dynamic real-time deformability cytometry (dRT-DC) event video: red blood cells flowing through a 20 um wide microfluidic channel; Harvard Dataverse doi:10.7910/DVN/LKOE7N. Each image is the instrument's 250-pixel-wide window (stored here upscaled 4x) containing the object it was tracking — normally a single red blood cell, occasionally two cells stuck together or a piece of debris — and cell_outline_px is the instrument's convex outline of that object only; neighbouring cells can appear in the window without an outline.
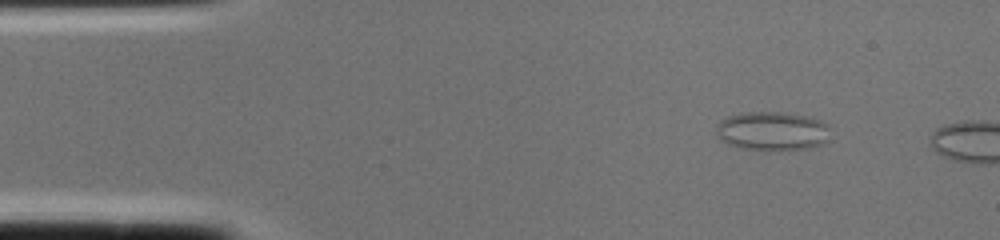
{"species": "common noctule bat (a hibernating species)", "species_latin": "Nyctalus noctula", "temperature_condition": "cold", "stored_images_in_passage": 2, "camera_frame_rate_fps": 3000, "um_per_image_px": 0.085, "animal": {"sex": "female", "body_mass_g": 22.0, "forearm_length_mm": 56.7}, "frame": {"image": 1, "passage_image": 1, "time_ms": 0.0, "image_size_px": [1000, 240], "cell_outline_px": [[832, 140], [808, 148], [768, 152], [764, 152], [740, 148], [728, 144], [720, 140], [716, 136], [716, 128], [720, 120], [728, 116], [744, 112], [780, 112], [812, 116], [828, 124]], "centroid_in_image_um": [65.67, 11.16], "position_along_channel_um": 19.3, "area_um2": 26.82}}